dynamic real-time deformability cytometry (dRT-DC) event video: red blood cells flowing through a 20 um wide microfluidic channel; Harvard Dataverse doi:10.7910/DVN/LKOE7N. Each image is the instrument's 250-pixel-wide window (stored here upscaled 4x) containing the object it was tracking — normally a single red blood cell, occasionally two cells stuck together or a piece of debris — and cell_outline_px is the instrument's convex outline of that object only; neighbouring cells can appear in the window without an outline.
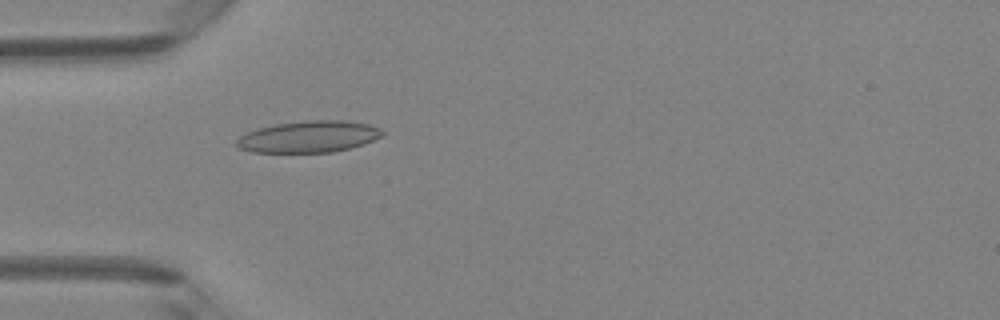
{"species": "Egyptian fruit bat (a non-hibernating species)", "species_latin": "Rousettus aegyptiacus", "temperature_condition": "room temperature", "stored_images_in_passage": 48, "camera_frame_rate_fps": 3000, "um_per_image_px": 0.085, "animal": {"sex": "female"}, "frame": {"image": 1, "passage_image": 15, "time_ms": 4.667, "image_size_px": [1000, 320], "cell_outline_px": [[384, 132], [380, 136], [364, 144], [332, 152], [252, 152], [240, 148], [236, 144], [236, 140], [240, 136], [248, 132], [260, 128], [276, 124], [304, 120], [344, 120], [368, 124], [380, 128]], "centroid_in_image_um": [26.24, 11.61], "position_along_channel_um": 58.8, "area_um2": 26.59}}
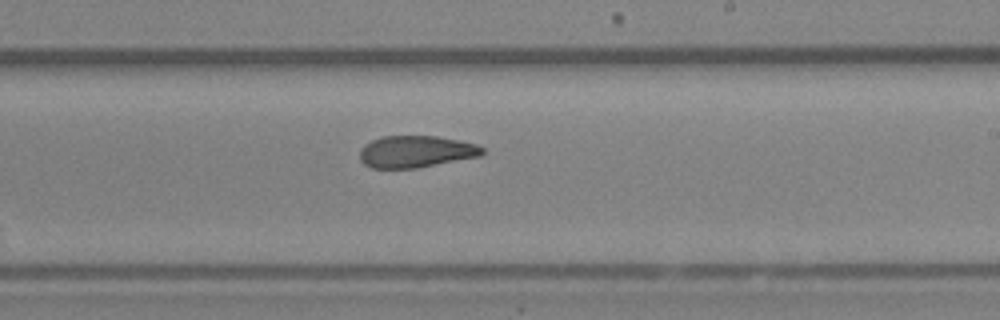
{"frame": {"image": 2, "passage_image": 29, "time_ms": 9.333, "image_size_px": [1000, 320], "cell_outline_px": [[484, 152], [480, 156], [416, 168], [372, 168], [364, 164], [360, 160], [360, 148], [364, 144], [372, 140], [384, 136], [436, 136], [460, 140], [476, 144], [484, 148]], "centroid_in_image_um": [35.34, 12.88], "position_along_channel_um": 253.7, "area_um2": 22.77}}
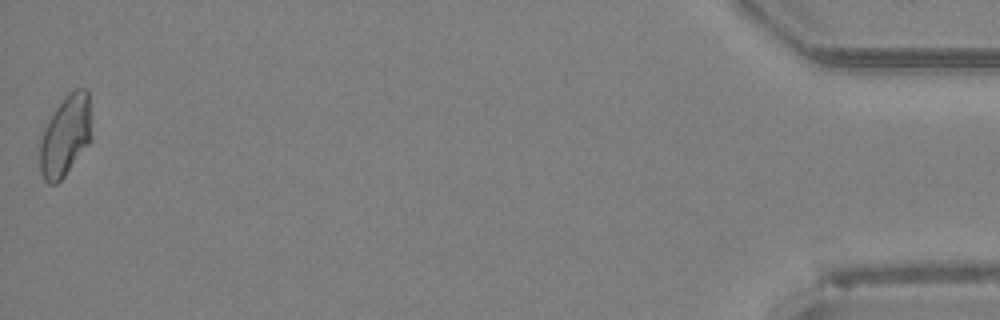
{"frame": {"image": 3, "passage_image": 48, "time_ms": 15.667, "image_size_px": [1000, 320], "cell_outline_px": [[92, 140], [64, 176], [56, 184], [48, 184], [44, 180], [40, 172], [40, 136], [48, 120], [64, 96], [68, 92], [76, 88], [84, 88], [88, 92], [92, 136]], "centroid_in_image_um": [5.56, 11.53], "position_along_channel_um": 429.6, "area_um2": 24.57}, "authors_computed_cell_mechanics": {"area_um2": 24.1026, "velocity_mm_per_s": 4.2573, "shape_relaxation_time_tau1_ms": null, "shape_relaxation_time_tau2_ms": 2.5003, "deformation_change_tau1": null, "deformation_change_tau2": 0.103}}